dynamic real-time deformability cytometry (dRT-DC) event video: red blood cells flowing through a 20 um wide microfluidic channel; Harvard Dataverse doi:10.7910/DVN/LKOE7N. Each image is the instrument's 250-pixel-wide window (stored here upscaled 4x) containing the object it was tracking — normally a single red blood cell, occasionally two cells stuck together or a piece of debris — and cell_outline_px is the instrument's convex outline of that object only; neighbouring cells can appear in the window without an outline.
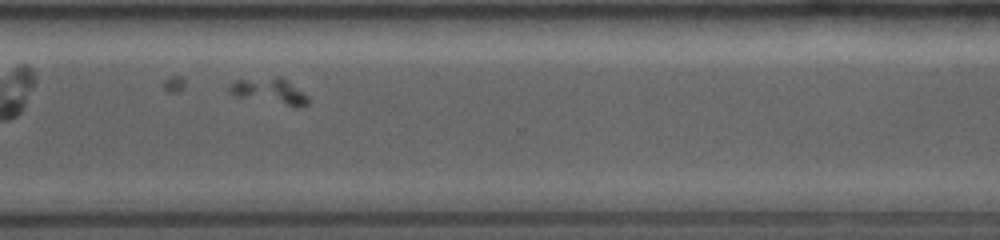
{"species": "common noctule bat (a hibernating species)", "species_latin": "Nyctalus noctula", "temperature_condition": "room temperature", "stored_images_in_passage": 19, "camera_frame_rate_fps": 4000, "um_per_image_px": 0.085, "animal": {"sex": "female", "body_mass_g": 19.0, "forearm_length_mm": 53.3}, "frame": {"image": 1, "passage_image": 14, "time_ms": 7.0, "image_size_px": [1000, 240], "cell_outline_px": [[308, 104], [300, 108], [296, 108], [236, 96], [228, 92], [228, 88], [236, 80], [276, 76], [280, 76], [288, 80], [304, 92], [308, 96]], "centroid_in_image_um": [22.98, 7.76], "position_along_channel_um": 347.6, "area_um2": 12.14}}